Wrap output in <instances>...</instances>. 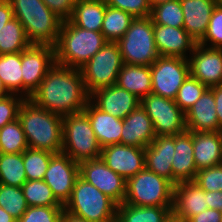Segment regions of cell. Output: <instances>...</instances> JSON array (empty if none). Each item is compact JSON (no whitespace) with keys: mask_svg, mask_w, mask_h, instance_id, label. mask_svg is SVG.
<instances>
[{"mask_svg":"<svg viewBox=\"0 0 222 222\" xmlns=\"http://www.w3.org/2000/svg\"><path fill=\"white\" fill-rule=\"evenodd\" d=\"M79 176L117 204L124 202L126 180L109 168L101 158L79 163Z\"/></svg>","mask_w":222,"mask_h":222,"instance_id":"13","label":"cell"},{"mask_svg":"<svg viewBox=\"0 0 222 222\" xmlns=\"http://www.w3.org/2000/svg\"><path fill=\"white\" fill-rule=\"evenodd\" d=\"M54 64V46L31 44L21 52L23 96L25 99L31 98Z\"/></svg>","mask_w":222,"mask_h":222,"instance_id":"11","label":"cell"},{"mask_svg":"<svg viewBox=\"0 0 222 222\" xmlns=\"http://www.w3.org/2000/svg\"><path fill=\"white\" fill-rule=\"evenodd\" d=\"M207 191L195 181H182L174 186L172 220L186 222L190 217L208 209Z\"/></svg>","mask_w":222,"mask_h":222,"instance_id":"17","label":"cell"},{"mask_svg":"<svg viewBox=\"0 0 222 222\" xmlns=\"http://www.w3.org/2000/svg\"><path fill=\"white\" fill-rule=\"evenodd\" d=\"M194 161L197 171L222 164V131H193Z\"/></svg>","mask_w":222,"mask_h":222,"instance_id":"24","label":"cell"},{"mask_svg":"<svg viewBox=\"0 0 222 222\" xmlns=\"http://www.w3.org/2000/svg\"><path fill=\"white\" fill-rule=\"evenodd\" d=\"M31 44L55 46L62 20L52 11L14 13Z\"/></svg>","mask_w":222,"mask_h":222,"instance_id":"14","label":"cell"},{"mask_svg":"<svg viewBox=\"0 0 222 222\" xmlns=\"http://www.w3.org/2000/svg\"><path fill=\"white\" fill-rule=\"evenodd\" d=\"M194 181L204 191H222V164L199 170Z\"/></svg>","mask_w":222,"mask_h":222,"instance_id":"42","label":"cell"},{"mask_svg":"<svg viewBox=\"0 0 222 222\" xmlns=\"http://www.w3.org/2000/svg\"><path fill=\"white\" fill-rule=\"evenodd\" d=\"M29 148L51 153L62 151L63 117L25 99L18 112Z\"/></svg>","mask_w":222,"mask_h":222,"instance_id":"2","label":"cell"},{"mask_svg":"<svg viewBox=\"0 0 222 222\" xmlns=\"http://www.w3.org/2000/svg\"><path fill=\"white\" fill-rule=\"evenodd\" d=\"M212 89L215 104L219 129L222 131V84L210 87Z\"/></svg>","mask_w":222,"mask_h":222,"instance_id":"49","label":"cell"},{"mask_svg":"<svg viewBox=\"0 0 222 222\" xmlns=\"http://www.w3.org/2000/svg\"><path fill=\"white\" fill-rule=\"evenodd\" d=\"M0 222H16V219L0 207Z\"/></svg>","mask_w":222,"mask_h":222,"instance_id":"52","label":"cell"},{"mask_svg":"<svg viewBox=\"0 0 222 222\" xmlns=\"http://www.w3.org/2000/svg\"><path fill=\"white\" fill-rule=\"evenodd\" d=\"M193 156V131L186 130L175 135L172 176L177 182L195 180L198 171Z\"/></svg>","mask_w":222,"mask_h":222,"instance_id":"26","label":"cell"},{"mask_svg":"<svg viewBox=\"0 0 222 222\" xmlns=\"http://www.w3.org/2000/svg\"><path fill=\"white\" fill-rule=\"evenodd\" d=\"M14 13L51 11L42 0H9Z\"/></svg>","mask_w":222,"mask_h":222,"instance_id":"46","label":"cell"},{"mask_svg":"<svg viewBox=\"0 0 222 222\" xmlns=\"http://www.w3.org/2000/svg\"><path fill=\"white\" fill-rule=\"evenodd\" d=\"M105 10V0H76L69 20L80 28L101 32Z\"/></svg>","mask_w":222,"mask_h":222,"instance_id":"28","label":"cell"},{"mask_svg":"<svg viewBox=\"0 0 222 222\" xmlns=\"http://www.w3.org/2000/svg\"><path fill=\"white\" fill-rule=\"evenodd\" d=\"M83 111L88 115L101 148L120 143L123 119L103 112L90 100Z\"/></svg>","mask_w":222,"mask_h":222,"instance_id":"23","label":"cell"},{"mask_svg":"<svg viewBox=\"0 0 222 222\" xmlns=\"http://www.w3.org/2000/svg\"><path fill=\"white\" fill-rule=\"evenodd\" d=\"M186 129L195 132L221 131L216 114V104L211 88L185 113Z\"/></svg>","mask_w":222,"mask_h":222,"instance_id":"22","label":"cell"},{"mask_svg":"<svg viewBox=\"0 0 222 222\" xmlns=\"http://www.w3.org/2000/svg\"><path fill=\"white\" fill-rule=\"evenodd\" d=\"M172 207L118 204L116 222H171Z\"/></svg>","mask_w":222,"mask_h":222,"instance_id":"29","label":"cell"},{"mask_svg":"<svg viewBox=\"0 0 222 222\" xmlns=\"http://www.w3.org/2000/svg\"><path fill=\"white\" fill-rule=\"evenodd\" d=\"M124 62L117 42H107L81 68L87 93L116 84Z\"/></svg>","mask_w":222,"mask_h":222,"instance_id":"8","label":"cell"},{"mask_svg":"<svg viewBox=\"0 0 222 222\" xmlns=\"http://www.w3.org/2000/svg\"><path fill=\"white\" fill-rule=\"evenodd\" d=\"M107 43L101 32L80 28L70 20L62 21L56 42L55 62L81 68Z\"/></svg>","mask_w":222,"mask_h":222,"instance_id":"3","label":"cell"},{"mask_svg":"<svg viewBox=\"0 0 222 222\" xmlns=\"http://www.w3.org/2000/svg\"><path fill=\"white\" fill-rule=\"evenodd\" d=\"M106 5L121 9L136 17H148L151 14L149 0H105Z\"/></svg>","mask_w":222,"mask_h":222,"instance_id":"44","label":"cell"},{"mask_svg":"<svg viewBox=\"0 0 222 222\" xmlns=\"http://www.w3.org/2000/svg\"><path fill=\"white\" fill-rule=\"evenodd\" d=\"M221 211L206 209L205 211L190 217L186 222H221Z\"/></svg>","mask_w":222,"mask_h":222,"instance_id":"47","label":"cell"},{"mask_svg":"<svg viewBox=\"0 0 222 222\" xmlns=\"http://www.w3.org/2000/svg\"><path fill=\"white\" fill-rule=\"evenodd\" d=\"M134 19L135 17L130 13L106 5L101 33L107 42H117L129 29Z\"/></svg>","mask_w":222,"mask_h":222,"instance_id":"31","label":"cell"},{"mask_svg":"<svg viewBox=\"0 0 222 222\" xmlns=\"http://www.w3.org/2000/svg\"><path fill=\"white\" fill-rule=\"evenodd\" d=\"M124 64L151 66L160 56L156 48L150 16L136 17L117 41Z\"/></svg>","mask_w":222,"mask_h":222,"instance_id":"7","label":"cell"},{"mask_svg":"<svg viewBox=\"0 0 222 222\" xmlns=\"http://www.w3.org/2000/svg\"><path fill=\"white\" fill-rule=\"evenodd\" d=\"M117 205L79 176L64 210L88 222H116Z\"/></svg>","mask_w":222,"mask_h":222,"instance_id":"4","label":"cell"},{"mask_svg":"<svg viewBox=\"0 0 222 222\" xmlns=\"http://www.w3.org/2000/svg\"><path fill=\"white\" fill-rule=\"evenodd\" d=\"M54 153L27 148L23 152V165L27 180H43Z\"/></svg>","mask_w":222,"mask_h":222,"instance_id":"37","label":"cell"},{"mask_svg":"<svg viewBox=\"0 0 222 222\" xmlns=\"http://www.w3.org/2000/svg\"><path fill=\"white\" fill-rule=\"evenodd\" d=\"M62 21L69 20L73 14L76 0H42Z\"/></svg>","mask_w":222,"mask_h":222,"instance_id":"45","label":"cell"},{"mask_svg":"<svg viewBox=\"0 0 222 222\" xmlns=\"http://www.w3.org/2000/svg\"><path fill=\"white\" fill-rule=\"evenodd\" d=\"M64 206H28L16 222H60Z\"/></svg>","mask_w":222,"mask_h":222,"instance_id":"40","label":"cell"},{"mask_svg":"<svg viewBox=\"0 0 222 222\" xmlns=\"http://www.w3.org/2000/svg\"><path fill=\"white\" fill-rule=\"evenodd\" d=\"M198 43L209 48H222V7L214 8L207 32Z\"/></svg>","mask_w":222,"mask_h":222,"instance_id":"41","label":"cell"},{"mask_svg":"<svg viewBox=\"0 0 222 222\" xmlns=\"http://www.w3.org/2000/svg\"><path fill=\"white\" fill-rule=\"evenodd\" d=\"M31 45L21 22L14 17L0 31V55L19 53Z\"/></svg>","mask_w":222,"mask_h":222,"instance_id":"32","label":"cell"},{"mask_svg":"<svg viewBox=\"0 0 222 222\" xmlns=\"http://www.w3.org/2000/svg\"><path fill=\"white\" fill-rule=\"evenodd\" d=\"M153 33L156 48L160 56L188 59L187 52L191 54L198 43L183 27L153 24Z\"/></svg>","mask_w":222,"mask_h":222,"instance_id":"19","label":"cell"},{"mask_svg":"<svg viewBox=\"0 0 222 222\" xmlns=\"http://www.w3.org/2000/svg\"><path fill=\"white\" fill-rule=\"evenodd\" d=\"M180 3L184 15L183 28L199 42L207 32L216 2L214 0H180Z\"/></svg>","mask_w":222,"mask_h":222,"instance_id":"25","label":"cell"},{"mask_svg":"<svg viewBox=\"0 0 222 222\" xmlns=\"http://www.w3.org/2000/svg\"><path fill=\"white\" fill-rule=\"evenodd\" d=\"M24 100L25 98L19 94H10L0 98V129L18 119V112Z\"/></svg>","mask_w":222,"mask_h":222,"instance_id":"43","label":"cell"},{"mask_svg":"<svg viewBox=\"0 0 222 222\" xmlns=\"http://www.w3.org/2000/svg\"><path fill=\"white\" fill-rule=\"evenodd\" d=\"M27 181L23 165V153H0V183L22 187Z\"/></svg>","mask_w":222,"mask_h":222,"instance_id":"33","label":"cell"},{"mask_svg":"<svg viewBox=\"0 0 222 222\" xmlns=\"http://www.w3.org/2000/svg\"><path fill=\"white\" fill-rule=\"evenodd\" d=\"M170 0H149V5L151 7V9L155 6H158L160 4H163L164 2H168Z\"/></svg>","mask_w":222,"mask_h":222,"instance_id":"54","label":"cell"},{"mask_svg":"<svg viewBox=\"0 0 222 222\" xmlns=\"http://www.w3.org/2000/svg\"><path fill=\"white\" fill-rule=\"evenodd\" d=\"M10 94L11 93L7 90L6 86L3 84V82L0 78V98L6 97Z\"/></svg>","mask_w":222,"mask_h":222,"instance_id":"53","label":"cell"},{"mask_svg":"<svg viewBox=\"0 0 222 222\" xmlns=\"http://www.w3.org/2000/svg\"><path fill=\"white\" fill-rule=\"evenodd\" d=\"M21 189L28 206H62L44 180H27Z\"/></svg>","mask_w":222,"mask_h":222,"instance_id":"35","label":"cell"},{"mask_svg":"<svg viewBox=\"0 0 222 222\" xmlns=\"http://www.w3.org/2000/svg\"><path fill=\"white\" fill-rule=\"evenodd\" d=\"M207 201L209 209L222 211V191H207Z\"/></svg>","mask_w":222,"mask_h":222,"instance_id":"50","label":"cell"},{"mask_svg":"<svg viewBox=\"0 0 222 222\" xmlns=\"http://www.w3.org/2000/svg\"><path fill=\"white\" fill-rule=\"evenodd\" d=\"M89 100L103 112L121 119L140 105L139 98L116 84L94 91Z\"/></svg>","mask_w":222,"mask_h":222,"instance_id":"18","label":"cell"},{"mask_svg":"<svg viewBox=\"0 0 222 222\" xmlns=\"http://www.w3.org/2000/svg\"><path fill=\"white\" fill-rule=\"evenodd\" d=\"M60 222H88V221L64 210Z\"/></svg>","mask_w":222,"mask_h":222,"instance_id":"51","label":"cell"},{"mask_svg":"<svg viewBox=\"0 0 222 222\" xmlns=\"http://www.w3.org/2000/svg\"><path fill=\"white\" fill-rule=\"evenodd\" d=\"M175 152L174 136H156L145 148L146 168L151 172L171 181L174 185L178 182L172 176V161Z\"/></svg>","mask_w":222,"mask_h":222,"instance_id":"20","label":"cell"},{"mask_svg":"<svg viewBox=\"0 0 222 222\" xmlns=\"http://www.w3.org/2000/svg\"><path fill=\"white\" fill-rule=\"evenodd\" d=\"M153 24L183 27L184 15L180 0H170L151 9Z\"/></svg>","mask_w":222,"mask_h":222,"instance_id":"36","label":"cell"},{"mask_svg":"<svg viewBox=\"0 0 222 222\" xmlns=\"http://www.w3.org/2000/svg\"><path fill=\"white\" fill-rule=\"evenodd\" d=\"M152 94L175 100L179 88L190 75L189 60L159 56L150 66Z\"/></svg>","mask_w":222,"mask_h":222,"instance_id":"9","label":"cell"},{"mask_svg":"<svg viewBox=\"0 0 222 222\" xmlns=\"http://www.w3.org/2000/svg\"><path fill=\"white\" fill-rule=\"evenodd\" d=\"M0 78L11 94L23 96L21 52L0 55Z\"/></svg>","mask_w":222,"mask_h":222,"instance_id":"30","label":"cell"},{"mask_svg":"<svg viewBox=\"0 0 222 222\" xmlns=\"http://www.w3.org/2000/svg\"><path fill=\"white\" fill-rule=\"evenodd\" d=\"M101 149L84 111L63 117L61 152L81 163L100 158Z\"/></svg>","mask_w":222,"mask_h":222,"instance_id":"5","label":"cell"},{"mask_svg":"<svg viewBox=\"0 0 222 222\" xmlns=\"http://www.w3.org/2000/svg\"><path fill=\"white\" fill-rule=\"evenodd\" d=\"M140 105L151 118L156 136H174L187 130L185 113L175 100L151 93L140 100Z\"/></svg>","mask_w":222,"mask_h":222,"instance_id":"10","label":"cell"},{"mask_svg":"<svg viewBox=\"0 0 222 222\" xmlns=\"http://www.w3.org/2000/svg\"><path fill=\"white\" fill-rule=\"evenodd\" d=\"M89 99L80 69L56 62L30 98L38 107L61 117L82 112Z\"/></svg>","mask_w":222,"mask_h":222,"instance_id":"1","label":"cell"},{"mask_svg":"<svg viewBox=\"0 0 222 222\" xmlns=\"http://www.w3.org/2000/svg\"><path fill=\"white\" fill-rule=\"evenodd\" d=\"M189 60L190 75L208 88L222 84V48H209L199 43Z\"/></svg>","mask_w":222,"mask_h":222,"instance_id":"16","label":"cell"},{"mask_svg":"<svg viewBox=\"0 0 222 222\" xmlns=\"http://www.w3.org/2000/svg\"><path fill=\"white\" fill-rule=\"evenodd\" d=\"M27 148L29 146L19 119L0 129V153H23Z\"/></svg>","mask_w":222,"mask_h":222,"instance_id":"34","label":"cell"},{"mask_svg":"<svg viewBox=\"0 0 222 222\" xmlns=\"http://www.w3.org/2000/svg\"><path fill=\"white\" fill-rule=\"evenodd\" d=\"M216 2V6L222 7V0H214Z\"/></svg>","mask_w":222,"mask_h":222,"instance_id":"55","label":"cell"},{"mask_svg":"<svg viewBox=\"0 0 222 222\" xmlns=\"http://www.w3.org/2000/svg\"><path fill=\"white\" fill-rule=\"evenodd\" d=\"M208 87L198 79L189 75L179 88L175 103L186 113L187 110L202 96Z\"/></svg>","mask_w":222,"mask_h":222,"instance_id":"39","label":"cell"},{"mask_svg":"<svg viewBox=\"0 0 222 222\" xmlns=\"http://www.w3.org/2000/svg\"><path fill=\"white\" fill-rule=\"evenodd\" d=\"M116 85L141 100L152 93L150 66L124 64L117 76Z\"/></svg>","mask_w":222,"mask_h":222,"instance_id":"27","label":"cell"},{"mask_svg":"<svg viewBox=\"0 0 222 222\" xmlns=\"http://www.w3.org/2000/svg\"><path fill=\"white\" fill-rule=\"evenodd\" d=\"M0 207L15 219H19L28 208L21 187L0 183Z\"/></svg>","mask_w":222,"mask_h":222,"instance_id":"38","label":"cell"},{"mask_svg":"<svg viewBox=\"0 0 222 222\" xmlns=\"http://www.w3.org/2000/svg\"><path fill=\"white\" fill-rule=\"evenodd\" d=\"M100 158L125 180L135 176L146 167L145 148L124 144L108 145L101 149Z\"/></svg>","mask_w":222,"mask_h":222,"instance_id":"15","label":"cell"},{"mask_svg":"<svg viewBox=\"0 0 222 222\" xmlns=\"http://www.w3.org/2000/svg\"><path fill=\"white\" fill-rule=\"evenodd\" d=\"M14 18V12L9 0H0V31L8 21Z\"/></svg>","mask_w":222,"mask_h":222,"instance_id":"48","label":"cell"},{"mask_svg":"<svg viewBox=\"0 0 222 222\" xmlns=\"http://www.w3.org/2000/svg\"><path fill=\"white\" fill-rule=\"evenodd\" d=\"M79 177V163L60 152L51 156L43 180L51 188L56 200L62 205L69 201Z\"/></svg>","mask_w":222,"mask_h":222,"instance_id":"12","label":"cell"},{"mask_svg":"<svg viewBox=\"0 0 222 222\" xmlns=\"http://www.w3.org/2000/svg\"><path fill=\"white\" fill-rule=\"evenodd\" d=\"M155 137L153 122L141 105L123 119L120 144L146 148Z\"/></svg>","mask_w":222,"mask_h":222,"instance_id":"21","label":"cell"},{"mask_svg":"<svg viewBox=\"0 0 222 222\" xmlns=\"http://www.w3.org/2000/svg\"><path fill=\"white\" fill-rule=\"evenodd\" d=\"M174 184L146 167L126 180L125 204L172 207Z\"/></svg>","mask_w":222,"mask_h":222,"instance_id":"6","label":"cell"}]
</instances>
